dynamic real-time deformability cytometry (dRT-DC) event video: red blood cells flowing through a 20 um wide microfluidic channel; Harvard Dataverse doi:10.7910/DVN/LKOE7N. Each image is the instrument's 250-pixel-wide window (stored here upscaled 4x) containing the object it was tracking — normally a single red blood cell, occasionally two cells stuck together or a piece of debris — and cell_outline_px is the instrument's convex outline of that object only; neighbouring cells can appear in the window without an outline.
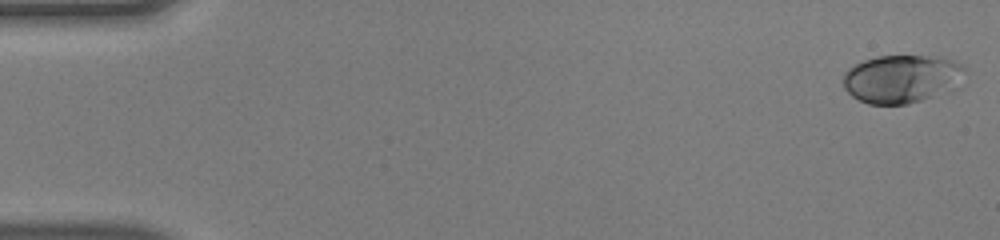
{"species": "human", "species_latin": "Homo sapiens", "temperature_condition": "warm", "stored_images_in_passage": 50, "camera_frame_rate_fps": 3000, "um_per_image_px": 0.085, "donor": {"sex": "male"}, "frame": {"image": 1, "passage_image": 1, "time_ms": 0.0, "image_size_px": [1000, 240], "cell_outline_px": [[964, 68], [944, 84], [928, 96], [920, 100], [908, 104], [868, 104], [852, 96], [844, 88], [844, 72], [848, 68], [864, 60], [876, 56], [944, 56], [964, 64]], "centroid_in_image_um": [76.41, 6.65], "position_along_channel_um": 8.6, "area_um2": 32.19}}
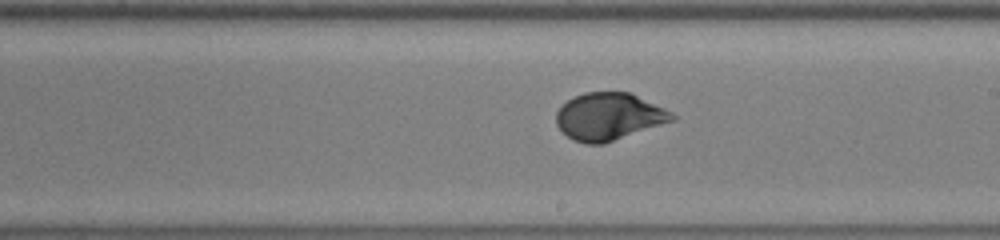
{"frame": {"image": 2, "passage_image": 29, "time_ms": 9.333, "image_size_px": [1000, 240], "cell_outline_px": [[676, 120], [604, 144], [584, 144], [572, 140], [556, 124], [556, 112], [560, 104], [584, 92], [628, 92], [664, 108], [672, 112], [676, 116]], "centroid_in_image_um": [51.74, 9.92], "position_along_channel_um": 237.3, "area_um2": 32.02}}
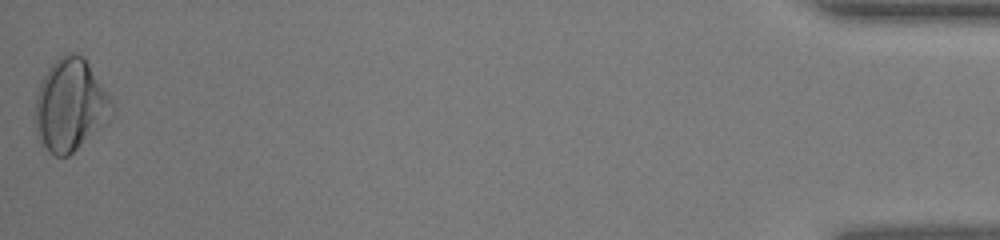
{"frame": {"image": 3, "passage_image": 50, "time_ms": 16.333, "image_size_px": [1000, 240], "cell_outline_px": [[116, 108], [108, 124], [68, 156], [56, 156], [48, 152], [36, 136], [36, 96], [40, 80], [48, 68], [64, 52], [76, 52], [84, 56], [112, 100]], "centroid_in_image_um": [6.01, 8.93], "position_along_channel_um": 429.2, "area_um2": 41.91}, "authors_computed_cell_mechanics": {"area_um2": 31.7033, "velocity_mm_per_s": 4.102, "shape_relaxation_time_tau1_ms": 4.9228, "shape_relaxation_time_tau2_ms": null, "deformation_change_tau1": 0.1796, "deformation_change_tau2": null}}